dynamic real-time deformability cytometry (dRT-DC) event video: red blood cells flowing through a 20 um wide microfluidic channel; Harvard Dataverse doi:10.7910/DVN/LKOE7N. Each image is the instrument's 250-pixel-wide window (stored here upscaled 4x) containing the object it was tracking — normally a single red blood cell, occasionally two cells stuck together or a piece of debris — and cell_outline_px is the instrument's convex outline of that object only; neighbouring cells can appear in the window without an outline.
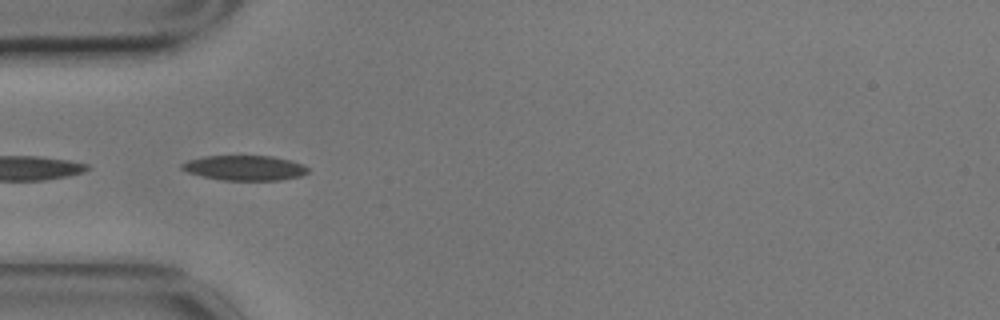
{"species": "common noctule bat (a hibernating species)", "species_latin": "Nyctalus noctula", "temperature_condition": "cold", "stored_images_in_passage": 36, "camera_frame_rate_fps": 3000, "um_per_image_px": 0.085, "animal": {"sex": "male", "body_mass_g": 17.9}, "frame": {"image": 1, "passage_image": 16, "time_ms": 5.0, "image_size_px": [1000, 320], "cell_outline_px": [[308, 172], [300, 176], [280, 180], [224, 180], [204, 176], [188, 172], [180, 168], [180, 164], [188, 160], [204, 156], [272, 156], [292, 160], [308, 168]], "centroid_in_image_um": [20.79, 14.26], "position_along_channel_um": 64.2, "area_um2": 18.21}}